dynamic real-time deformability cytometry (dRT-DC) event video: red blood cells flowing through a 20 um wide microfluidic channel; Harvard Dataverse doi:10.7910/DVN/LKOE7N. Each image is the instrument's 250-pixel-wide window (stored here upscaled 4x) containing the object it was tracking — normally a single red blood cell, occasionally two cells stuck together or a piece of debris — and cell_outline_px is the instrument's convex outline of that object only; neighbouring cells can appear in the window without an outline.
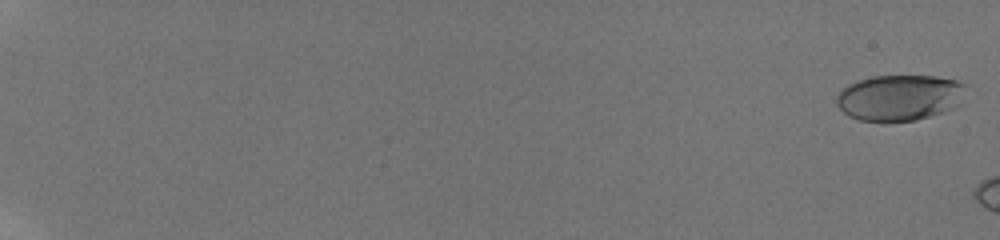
{"species": "human", "species_latin": "Homo sapiens", "temperature_condition": "room temperature", "stored_images_in_passage": 57, "camera_frame_rate_fps": 3000, "um_per_image_px": 0.085, "donor": {"sex": "male"}, "frame": {"image": 1, "passage_image": 1, "time_ms": 0.0, "image_size_px": [1000, 240], "cell_outline_px": [[968, 84], [956, 104], [952, 108], [944, 112], [916, 120], [860, 120], [848, 116], [836, 104], [836, 96], [848, 84], [872, 76], [936, 76], [956, 80]], "centroid_in_image_um": [76.45, 8.28], "position_along_channel_um": 8.6, "area_um2": 34.16}}
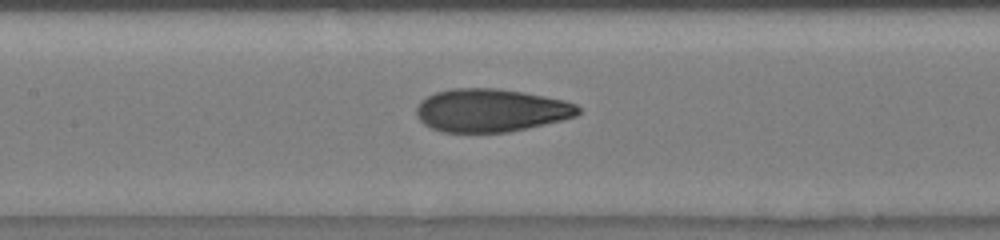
{"frame": {"image": 2, "passage_image": 33, "time_ms": 10.667, "image_size_px": [1000, 240], "cell_outline_px": [[580, 112], [576, 116], [564, 120], [528, 128], [508, 132], [440, 132], [424, 124], [416, 116], [416, 108], [420, 100], [436, 92], [452, 88], [500, 88], [524, 92], [564, 100], [576, 104], [580, 108]], "centroid_in_image_um": [41.73, 9.38], "position_along_channel_um": 165.7, "area_um2": 40.86}}
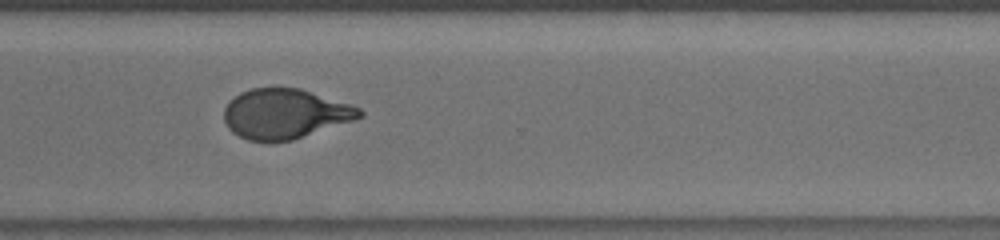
{"frame": {"image": 3, "passage_image": 47, "time_ms": 15.333, "image_size_px": [1000, 240], "cell_outline_px": [[364, 116], [356, 120], [292, 140], [248, 140], [232, 132], [228, 128], [224, 120], [224, 108], [240, 92], [252, 88], [300, 88], [352, 104], [360, 108], [364, 112]], "centroid_in_image_um": [24.28, 9.66], "position_along_channel_um": 346.3, "area_um2": 39.25}}